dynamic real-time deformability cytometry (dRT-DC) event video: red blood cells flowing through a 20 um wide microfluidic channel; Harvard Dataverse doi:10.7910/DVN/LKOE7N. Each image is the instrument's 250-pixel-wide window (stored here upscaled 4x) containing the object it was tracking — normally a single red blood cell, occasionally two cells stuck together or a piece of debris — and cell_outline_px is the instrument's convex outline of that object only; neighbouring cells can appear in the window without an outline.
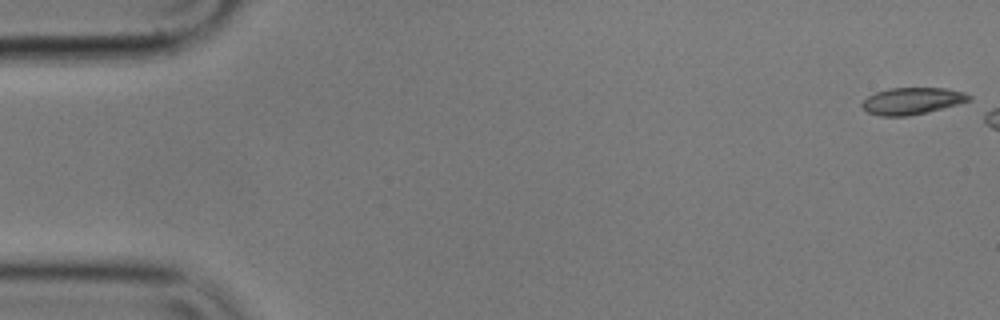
{"species": "common noctule bat (a hibernating species)", "species_latin": "Nyctalus noctula", "temperature_condition": "cold", "stored_images_in_passage": 9, "camera_frame_rate_fps": 3000, "um_per_image_px": 0.085, "animal": {"sex": "male", "body_mass_g": 17.9}, "frame": {"image": 1, "passage_image": 1, "time_ms": 0.0, "image_size_px": [1000, 320], "cell_outline_px": [[972, 100], [960, 104], [928, 112], [908, 116], [880, 116], [868, 112], [860, 104], [868, 96], [876, 92], [888, 88], [948, 88], [964, 92], [972, 96]], "centroid_in_image_um": [77.57, 8.58], "position_along_channel_um": 7.4, "area_um2": 16.88}}